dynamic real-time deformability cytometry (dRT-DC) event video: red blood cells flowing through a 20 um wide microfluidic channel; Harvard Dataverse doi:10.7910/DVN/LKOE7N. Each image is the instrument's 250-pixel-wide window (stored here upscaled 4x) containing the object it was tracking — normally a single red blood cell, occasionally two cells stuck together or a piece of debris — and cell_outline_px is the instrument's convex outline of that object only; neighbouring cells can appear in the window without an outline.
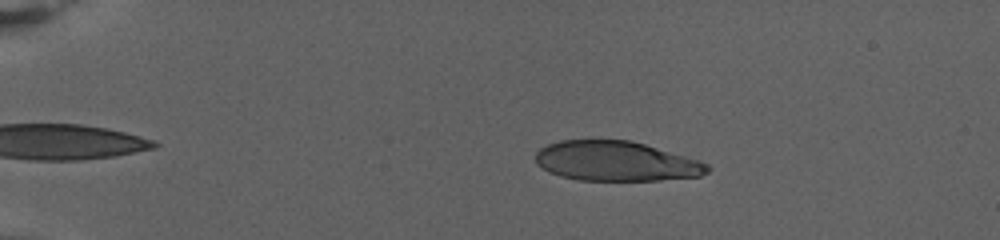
{"species": "human", "species_latin": "Homo sapiens", "temperature_condition": "warm", "stored_images_in_passage": 75, "camera_frame_rate_fps": 3000, "um_per_image_px": 0.085, "donor": {"sex": "female"}, "frame": {"image": 1, "passage_image": 12, "time_ms": 3.667, "image_size_px": [1000, 240], "cell_outline_px": [[712, 168], [708, 172], [700, 176], [660, 180], [580, 180], [560, 176], [548, 172], [536, 164], [536, 152], [540, 148], [548, 144], [560, 140], [632, 140], [696, 160], [708, 164]], "centroid_in_image_um": [52.33, 13.7], "position_along_channel_um": 32.7, "area_um2": 39.71}}
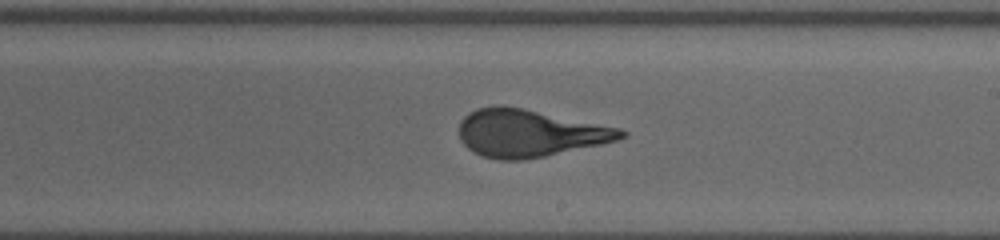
{"frame": {"image": 2, "passage_image": 45, "time_ms": 14.667, "image_size_px": [1000, 240], "cell_outline_px": [[628, 136], [620, 140], [544, 156], [524, 160], [500, 160], [480, 156], [472, 152], [460, 140], [460, 120], [468, 112], [476, 108], [496, 104], [504, 104], [620, 128], [628, 132]], "centroid_in_image_um": [44.98, 11.31], "position_along_channel_um": 244.0, "area_um2": 45.08}}
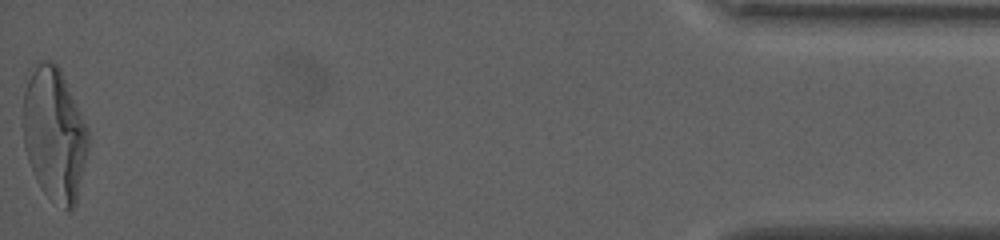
{"frame": {"image": 3, "passage_image": 75, "time_ms": 24.667, "image_size_px": [1000, 240], "cell_outline_px": [[88, 148], [76, 204], [72, 212], [68, 212], [48, 196], [40, 188], [36, 180], [28, 160], [24, 144], [24, 92], [28, 68], [40, 60], [52, 60], [60, 68], [88, 128]], "centroid_in_image_um": [4.61, 11.38], "position_along_channel_um": 430.6, "area_um2": 50.92}, "authors_computed_cell_mechanics": {"area_um2": 44.217, "velocity_mm_per_s": 2.6855, "shape_relaxation_time_tau1_ms": 7.0316, "shape_relaxation_time_tau2_ms": null, "deformation_change_tau1": 0.2696, "deformation_change_tau2": null}}